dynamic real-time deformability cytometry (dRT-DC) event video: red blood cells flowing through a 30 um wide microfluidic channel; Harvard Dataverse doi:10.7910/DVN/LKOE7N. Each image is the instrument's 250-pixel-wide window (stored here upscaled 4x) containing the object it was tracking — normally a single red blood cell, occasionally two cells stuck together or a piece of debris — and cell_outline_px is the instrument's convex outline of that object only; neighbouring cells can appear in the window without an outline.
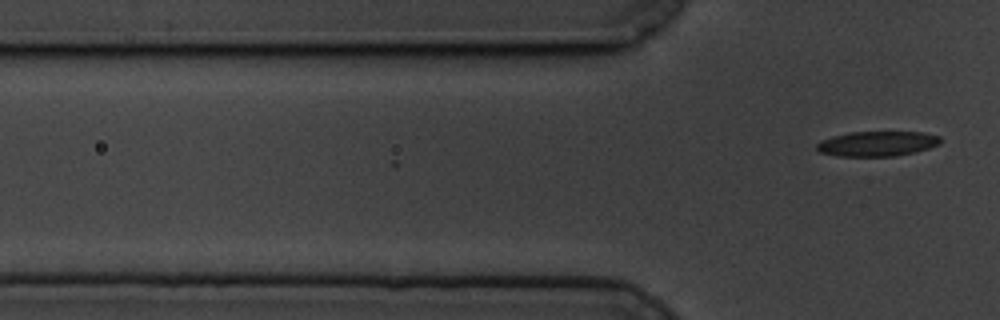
{"species": "common noctule bat (a hibernating species)", "species_latin": "Nyctalus noctula", "temperature_condition": "cold", "stored_images_in_passage": 10, "camera_frame_rate_fps": 3000, "um_per_image_px": 0.085, "animal": {"sex": "male", "body_mass_g": 19.5, "forearm_length_mm": 54.6}, "frame": {"image": 1, "passage_image": 10, "time_ms": 3.0, "image_size_px": [1000, 320], "cell_outline_px": [[940, 144], [928, 148], [896, 156], [836, 156], [820, 152], [816, 148], [816, 144], [820, 140], [832, 136], [852, 132], [924, 132], [940, 136]], "centroid_in_image_um": [74.54, 12.21], "position_along_channel_um": 51.3, "area_um2": 17.98}}